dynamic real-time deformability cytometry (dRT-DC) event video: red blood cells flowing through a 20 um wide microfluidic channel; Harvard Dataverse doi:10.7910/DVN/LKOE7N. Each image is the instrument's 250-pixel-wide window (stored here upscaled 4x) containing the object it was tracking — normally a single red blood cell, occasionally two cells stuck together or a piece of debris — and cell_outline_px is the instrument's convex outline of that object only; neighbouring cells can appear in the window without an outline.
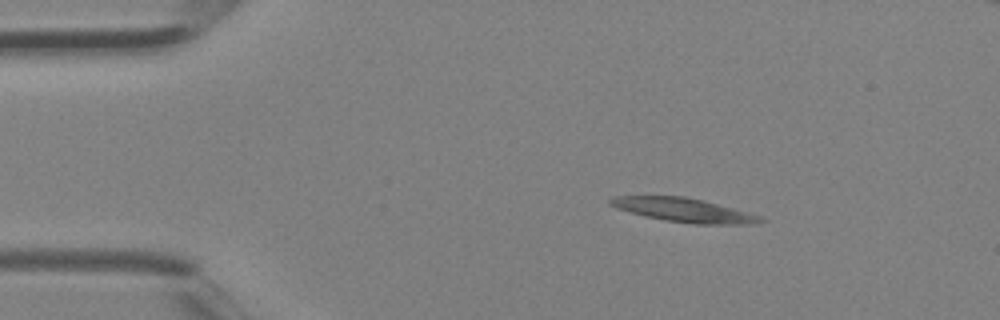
{"species": "Egyptian fruit bat (a non-hibernating species)", "species_latin": "Rousettus aegyptiacus", "temperature_condition": "room temperature", "stored_images_in_passage": 2, "camera_frame_rate_fps": 3000, "um_per_image_px": 0.085, "animal": {"sex": "female"}, "frame": {"image": 1, "passage_image": 1, "time_ms": 0.0, "image_size_px": [1000, 320], "cell_outline_px": [[768, 220], [752, 224], [692, 224], [664, 220], [644, 216], [616, 208], [608, 204], [608, 200], [616, 196], [684, 196], [704, 200], [760, 216]], "centroid_in_image_um": [58.11, 17.86], "position_along_channel_um": 26.9, "area_um2": 20.87}}